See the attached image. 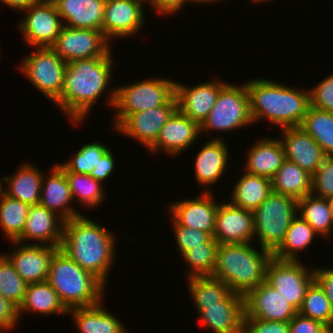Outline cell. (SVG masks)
<instances>
[{
  "instance_id": "6da1fadb",
  "label": "cell",
  "mask_w": 333,
  "mask_h": 333,
  "mask_svg": "<svg viewBox=\"0 0 333 333\" xmlns=\"http://www.w3.org/2000/svg\"><path fill=\"white\" fill-rule=\"evenodd\" d=\"M113 57L111 51L105 57L79 59L67 63L61 96L53 104L74 126H79L87 120L102 95L108 96V103L105 104L113 108L116 86L109 89L115 72Z\"/></svg>"
},
{
  "instance_id": "7a4b0ae2",
  "label": "cell",
  "mask_w": 333,
  "mask_h": 333,
  "mask_svg": "<svg viewBox=\"0 0 333 333\" xmlns=\"http://www.w3.org/2000/svg\"><path fill=\"white\" fill-rule=\"evenodd\" d=\"M85 214L64 221L60 250L106 286L116 262L118 237Z\"/></svg>"
},
{
  "instance_id": "3957f363",
  "label": "cell",
  "mask_w": 333,
  "mask_h": 333,
  "mask_svg": "<svg viewBox=\"0 0 333 333\" xmlns=\"http://www.w3.org/2000/svg\"><path fill=\"white\" fill-rule=\"evenodd\" d=\"M245 82L253 123L265 120L280 129L301 125L310 107L309 89L265 77Z\"/></svg>"
},
{
  "instance_id": "277c9868",
  "label": "cell",
  "mask_w": 333,
  "mask_h": 333,
  "mask_svg": "<svg viewBox=\"0 0 333 333\" xmlns=\"http://www.w3.org/2000/svg\"><path fill=\"white\" fill-rule=\"evenodd\" d=\"M253 245V246H252ZM253 243L220 244L213 277L223 281L231 292L245 296L265 282L266 268L273 257L270 251Z\"/></svg>"
},
{
  "instance_id": "5b68a950",
  "label": "cell",
  "mask_w": 333,
  "mask_h": 333,
  "mask_svg": "<svg viewBox=\"0 0 333 333\" xmlns=\"http://www.w3.org/2000/svg\"><path fill=\"white\" fill-rule=\"evenodd\" d=\"M47 282L67 310L95 306L105 300L107 286L60 249L51 261Z\"/></svg>"
},
{
  "instance_id": "8992f818",
  "label": "cell",
  "mask_w": 333,
  "mask_h": 333,
  "mask_svg": "<svg viewBox=\"0 0 333 333\" xmlns=\"http://www.w3.org/2000/svg\"><path fill=\"white\" fill-rule=\"evenodd\" d=\"M115 87L113 124L116 128L128 115L159 107L177 104L175 97L176 80L167 77H149L144 80Z\"/></svg>"
},
{
  "instance_id": "52a82bcc",
  "label": "cell",
  "mask_w": 333,
  "mask_h": 333,
  "mask_svg": "<svg viewBox=\"0 0 333 333\" xmlns=\"http://www.w3.org/2000/svg\"><path fill=\"white\" fill-rule=\"evenodd\" d=\"M297 210L296 198L272 192L253 211L254 241L259 244L257 246L273 254L282 244Z\"/></svg>"
},
{
  "instance_id": "ba28073f",
  "label": "cell",
  "mask_w": 333,
  "mask_h": 333,
  "mask_svg": "<svg viewBox=\"0 0 333 333\" xmlns=\"http://www.w3.org/2000/svg\"><path fill=\"white\" fill-rule=\"evenodd\" d=\"M239 85L229 82L220 90L209 115L200 124L202 135L237 131L254 124L246 82Z\"/></svg>"
},
{
  "instance_id": "9c48e42d",
  "label": "cell",
  "mask_w": 333,
  "mask_h": 333,
  "mask_svg": "<svg viewBox=\"0 0 333 333\" xmlns=\"http://www.w3.org/2000/svg\"><path fill=\"white\" fill-rule=\"evenodd\" d=\"M18 64V70L40 93L55 102L62 93L67 63L51 47H33Z\"/></svg>"
},
{
  "instance_id": "30bf717a",
  "label": "cell",
  "mask_w": 333,
  "mask_h": 333,
  "mask_svg": "<svg viewBox=\"0 0 333 333\" xmlns=\"http://www.w3.org/2000/svg\"><path fill=\"white\" fill-rule=\"evenodd\" d=\"M315 280L314 269L302 260H281L272 257L266 268L265 282L277 290L297 310L306 291Z\"/></svg>"
},
{
  "instance_id": "8fae6325",
  "label": "cell",
  "mask_w": 333,
  "mask_h": 333,
  "mask_svg": "<svg viewBox=\"0 0 333 333\" xmlns=\"http://www.w3.org/2000/svg\"><path fill=\"white\" fill-rule=\"evenodd\" d=\"M23 11L25 16L16 26L26 45L51 47L64 26L55 4L38 0Z\"/></svg>"
},
{
  "instance_id": "7c38bea8",
  "label": "cell",
  "mask_w": 333,
  "mask_h": 333,
  "mask_svg": "<svg viewBox=\"0 0 333 333\" xmlns=\"http://www.w3.org/2000/svg\"><path fill=\"white\" fill-rule=\"evenodd\" d=\"M112 47L103 31L66 26H63L51 46L66 63L79 59L105 57L111 52Z\"/></svg>"
},
{
  "instance_id": "4fadbf2b",
  "label": "cell",
  "mask_w": 333,
  "mask_h": 333,
  "mask_svg": "<svg viewBox=\"0 0 333 333\" xmlns=\"http://www.w3.org/2000/svg\"><path fill=\"white\" fill-rule=\"evenodd\" d=\"M143 4L145 0H106L102 31L111 44L115 38L126 39L142 32L146 22Z\"/></svg>"
},
{
  "instance_id": "5bb4252c",
  "label": "cell",
  "mask_w": 333,
  "mask_h": 333,
  "mask_svg": "<svg viewBox=\"0 0 333 333\" xmlns=\"http://www.w3.org/2000/svg\"><path fill=\"white\" fill-rule=\"evenodd\" d=\"M210 137L202 144L201 149L194 156V174L197 184L202 192H212L211 187L219 183L224 174L230 169V152L229 145L222 135ZM223 137V138H222ZM212 185V186H211Z\"/></svg>"
},
{
  "instance_id": "9a60e30c",
  "label": "cell",
  "mask_w": 333,
  "mask_h": 333,
  "mask_svg": "<svg viewBox=\"0 0 333 333\" xmlns=\"http://www.w3.org/2000/svg\"><path fill=\"white\" fill-rule=\"evenodd\" d=\"M200 193L197 197L171 202L167 210L180 226L202 230L213 237L215 216L221 201L215 199L213 191Z\"/></svg>"
},
{
  "instance_id": "2e32d148",
  "label": "cell",
  "mask_w": 333,
  "mask_h": 333,
  "mask_svg": "<svg viewBox=\"0 0 333 333\" xmlns=\"http://www.w3.org/2000/svg\"><path fill=\"white\" fill-rule=\"evenodd\" d=\"M200 137V124L177 109L160 130L155 143L148 150L151 155L164 152L163 154H168L170 157L179 156L198 143L197 139Z\"/></svg>"
},
{
  "instance_id": "e0dca14e",
  "label": "cell",
  "mask_w": 333,
  "mask_h": 333,
  "mask_svg": "<svg viewBox=\"0 0 333 333\" xmlns=\"http://www.w3.org/2000/svg\"><path fill=\"white\" fill-rule=\"evenodd\" d=\"M193 306L205 330L212 333H243L244 296L230 292L217 304Z\"/></svg>"
},
{
  "instance_id": "ac0fdd59",
  "label": "cell",
  "mask_w": 333,
  "mask_h": 333,
  "mask_svg": "<svg viewBox=\"0 0 333 333\" xmlns=\"http://www.w3.org/2000/svg\"><path fill=\"white\" fill-rule=\"evenodd\" d=\"M12 243L13 250L3 254L27 284L47 281L51 261L60 247L47 245Z\"/></svg>"
},
{
  "instance_id": "d6986e66",
  "label": "cell",
  "mask_w": 333,
  "mask_h": 333,
  "mask_svg": "<svg viewBox=\"0 0 333 333\" xmlns=\"http://www.w3.org/2000/svg\"><path fill=\"white\" fill-rule=\"evenodd\" d=\"M177 110V104L159 107L128 115L115 129L122 136L132 138L149 149L156 141L160 130Z\"/></svg>"
},
{
  "instance_id": "ffe728a7",
  "label": "cell",
  "mask_w": 333,
  "mask_h": 333,
  "mask_svg": "<svg viewBox=\"0 0 333 333\" xmlns=\"http://www.w3.org/2000/svg\"><path fill=\"white\" fill-rule=\"evenodd\" d=\"M177 82L175 97L177 109L191 120L201 124L213 108L220 90L228 83L221 79H210L194 86Z\"/></svg>"
},
{
  "instance_id": "44dd1931",
  "label": "cell",
  "mask_w": 333,
  "mask_h": 333,
  "mask_svg": "<svg viewBox=\"0 0 333 333\" xmlns=\"http://www.w3.org/2000/svg\"><path fill=\"white\" fill-rule=\"evenodd\" d=\"M213 238L220 244L253 243V211L237 207L228 200L221 201L215 216Z\"/></svg>"
},
{
  "instance_id": "7402d4cb",
  "label": "cell",
  "mask_w": 333,
  "mask_h": 333,
  "mask_svg": "<svg viewBox=\"0 0 333 333\" xmlns=\"http://www.w3.org/2000/svg\"><path fill=\"white\" fill-rule=\"evenodd\" d=\"M244 318L290 321L298 310L276 289L263 282L244 296Z\"/></svg>"
},
{
  "instance_id": "603a6c76",
  "label": "cell",
  "mask_w": 333,
  "mask_h": 333,
  "mask_svg": "<svg viewBox=\"0 0 333 333\" xmlns=\"http://www.w3.org/2000/svg\"><path fill=\"white\" fill-rule=\"evenodd\" d=\"M63 227L64 220L56 213L40 204L33 205L30 206L23 232L16 241L22 244L25 242L37 245L38 242V245L60 247Z\"/></svg>"
},
{
  "instance_id": "cb8c5ba5",
  "label": "cell",
  "mask_w": 333,
  "mask_h": 333,
  "mask_svg": "<svg viewBox=\"0 0 333 333\" xmlns=\"http://www.w3.org/2000/svg\"><path fill=\"white\" fill-rule=\"evenodd\" d=\"M43 174L40 202L41 206L56 213L64 221L83 215L76 209L64 171L56 164ZM74 205V206H73Z\"/></svg>"
},
{
  "instance_id": "d4e9b609",
  "label": "cell",
  "mask_w": 333,
  "mask_h": 333,
  "mask_svg": "<svg viewBox=\"0 0 333 333\" xmlns=\"http://www.w3.org/2000/svg\"><path fill=\"white\" fill-rule=\"evenodd\" d=\"M280 130L285 158L313 175L326 157L320 145L299 126Z\"/></svg>"
},
{
  "instance_id": "484cf974",
  "label": "cell",
  "mask_w": 333,
  "mask_h": 333,
  "mask_svg": "<svg viewBox=\"0 0 333 333\" xmlns=\"http://www.w3.org/2000/svg\"><path fill=\"white\" fill-rule=\"evenodd\" d=\"M253 144L246 151V163L242 169L247 173L272 180L286 159L280 139L261 137Z\"/></svg>"
},
{
  "instance_id": "4316f807",
  "label": "cell",
  "mask_w": 333,
  "mask_h": 333,
  "mask_svg": "<svg viewBox=\"0 0 333 333\" xmlns=\"http://www.w3.org/2000/svg\"><path fill=\"white\" fill-rule=\"evenodd\" d=\"M106 0H55L64 26L102 31Z\"/></svg>"
},
{
  "instance_id": "83f0119b",
  "label": "cell",
  "mask_w": 333,
  "mask_h": 333,
  "mask_svg": "<svg viewBox=\"0 0 333 333\" xmlns=\"http://www.w3.org/2000/svg\"><path fill=\"white\" fill-rule=\"evenodd\" d=\"M17 168L12 175L3 177V193L29 206L39 204L44 172L28 161Z\"/></svg>"
},
{
  "instance_id": "f1b7e54d",
  "label": "cell",
  "mask_w": 333,
  "mask_h": 333,
  "mask_svg": "<svg viewBox=\"0 0 333 333\" xmlns=\"http://www.w3.org/2000/svg\"><path fill=\"white\" fill-rule=\"evenodd\" d=\"M105 301L82 308L69 309L67 315L72 316L74 327L79 333H129L117 315L109 312Z\"/></svg>"
},
{
  "instance_id": "f546056e",
  "label": "cell",
  "mask_w": 333,
  "mask_h": 333,
  "mask_svg": "<svg viewBox=\"0 0 333 333\" xmlns=\"http://www.w3.org/2000/svg\"><path fill=\"white\" fill-rule=\"evenodd\" d=\"M31 314L41 316L67 315L68 310L61 303L58 294L47 282H37L28 284L22 303L17 308L19 321L22 314Z\"/></svg>"
},
{
  "instance_id": "4dcf8cb0",
  "label": "cell",
  "mask_w": 333,
  "mask_h": 333,
  "mask_svg": "<svg viewBox=\"0 0 333 333\" xmlns=\"http://www.w3.org/2000/svg\"><path fill=\"white\" fill-rule=\"evenodd\" d=\"M243 174V175H242ZM231 190V204L254 211L272 193V180L243 171Z\"/></svg>"
},
{
  "instance_id": "1f68e13d",
  "label": "cell",
  "mask_w": 333,
  "mask_h": 333,
  "mask_svg": "<svg viewBox=\"0 0 333 333\" xmlns=\"http://www.w3.org/2000/svg\"><path fill=\"white\" fill-rule=\"evenodd\" d=\"M311 191L312 175L285 159L272 178V192L292 196L298 200L311 194Z\"/></svg>"
},
{
  "instance_id": "d6a6232c",
  "label": "cell",
  "mask_w": 333,
  "mask_h": 333,
  "mask_svg": "<svg viewBox=\"0 0 333 333\" xmlns=\"http://www.w3.org/2000/svg\"><path fill=\"white\" fill-rule=\"evenodd\" d=\"M318 236L319 234L297 214L291 221L282 244L273 253V257L281 260H301L300 252L302 254L310 248L312 241Z\"/></svg>"
},
{
  "instance_id": "836d02e7",
  "label": "cell",
  "mask_w": 333,
  "mask_h": 333,
  "mask_svg": "<svg viewBox=\"0 0 333 333\" xmlns=\"http://www.w3.org/2000/svg\"><path fill=\"white\" fill-rule=\"evenodd\" d=\"M297 214L319 234V237L326 240L331 239L333 235V218L327 198L311 193L298 199Z\"/></svg>"
},
{
  "instance_id": "e575fe53",
  "label": "cell",
  "mask_w": 333,
  "mask_h": 333,
  "mask_svg": "<svg viewBox=\"0 0 333 333\" xmlns=\"http://www.w3.org/2000/svg\"><path fill=\"white\" fill-rule=\"evenodd\" d=\"M69 184L73 201H79V205L84 209H94L106 199V190L101 182L97 181L90 175L77 174L69 170H63Z\"/></svg>"
},
{
  "instance_id": "d590c367",
  "label": "cell",
  "mask_w": 333,
  "mask_h": 333,
  "mask_svg": "<svg viewBox=\"0 0 333 333\" xmlns=\"http://www.w3.org/2000/svg\"><path fill=\"white\" fill-rule=\"evenodd\" d=\"M316 143L320 145L326 157H333V113L309 107L301 125Z\"/></svg>"
},
{
  "instance_id": "8d00e7d4",
  "label": "cell",
  "mask_w": 333,
  "mask_h": 333,
  "mask_svg": "<svg viewBox=\"0 0 333 333\" xmlns=\"http://www.w3.org/2000/svg\"><path fill=\"white\" fill-rule=\"evenodd\" d=\"M219 243L212 237L201 246L186 251L181 258L187 264L185 278L213 276Z\"/></svg>"
},
{
  "instance_id": "74e56055",
  "label": "cell",
  "mask_w": 333,
  "mask_h": 333,
  "mask_svg": "<svg viewBox=\"0 0 333 333\" xmlns=\"http://www.w3.org/2000/svg\"><path fill=\"white\" fill-rule=\"evenodd\" d=\"M30 206L4 193L0 197V229L9 242L16 241L23 232Z\"/></svg>"
},
{
  "instance_id": "f35d334b",
  "label": "cell",
  "mask_w": 333,
  "mask_h": 333,
  "mask_svg": "<svg viewBox=\"0 0 333 333\" xmlns=\"http://www.w3.org/2000/svg\"><path fill=\"white\" fill-rule=\"evenodd\" d=\"M186 281L193 305L217 304L231 292L223 281L213 276L192 277Z\"/></svg>"
},
{
  "instance_id": "ab89813d",
  "label": "cell",
  "mask_w": 333,
  "mask_h": 333,
  "mask_svg": "<svg viewBox=\"0 0 333 333\" xmlns=\"http://www.w3.org/2000/svg\"><path fill=\"white\" fill-rule=\"evenodd\" d=\"M303 316L317 320L333 327V309L323 288L314 280L306 291L301 308L298 310Z\"/></svg>"
},
{
  "instance_id": "60d3db41",
  "label": "cell",
  "mask_w": 333,
  "mask_h": 333,
  "mask_svg": "<svg viewBox=\"0 0 333 333\" xmlns=\"http://www.w3.org/2000/svg\"><path fill=\"white\" fill-rule=\"evenodd\" d=\"M108 149V145L106 146L104 143H100V141L93 140L92 142H87L81 145V147L76 150L77 152L74 153L75 157L71 156V159L69 158L68 161L66 160L63 163L56 164L62 170H69L70 172L77 174L90 175Z\"/></svg>"
},
{
  "instance_id": "b9f144b4",
  "label": "cell",
  "mask_w": 333,
  "mask_h": 333,
  "mask_svg": "<svg viewBox=\"0 0 333 333\" xmlns=\"http://www.w3.org/2000/svg\"><path fill=\"white\" fill-rule=\"evenodd\" d=\"M27 283L16 272L9 259L0 254V293L17 308L26 293Z\"/></svg>"
},
{
  "instance_id": "7bdbcfd3",
  "label": "cell",
  "mask_w": 333,
  "mask_h": 333,
  "mask_svg": "<svg viewBox=\"0 0 333 333\" xmlns=\"http://www.w3.org/2000/svg\"><path fill=\"white\" fill-rule=\"evenodd\" d=\"M170 224L173 227V235L176 241V247L180 256L193 247L201 246L203 243L208 242L212 236L202 230L193 229L189 227L180 226L170 216Z\"/></svg>"
},
{
  "instance_id": "ee69618b",
  "label": "cell",
  "mask_w": 333,
  "mask_h": 333,
  "mask_svg": "<svg viewBox=\"0 0 333 333\" xmlns=\"http://www.w3.org/2000/svg\"><path fill=\"white\" fill-rule=\"evenodd\" d=\"M311 193L323 198L333 196V157H325L312 175Z\"/></svg>"
},
{
  "instance_id": "f6af8a7d",
  "label": "cell",
  "mask_w": 333,
  "mask_h": 333,
  "mask_svg": "<svg viewBox=\"0 0 333 333\" xmlns=\"http://www.w3.org/2000/svg\"><path fill=\"white\" fill-rule=\"evenodd\" d=\"M310 106L333 113V73L309 87Z\"/></svg>"
},
{
  "instance_id": "bcb514c9",
  "label": "cell",
  "mask_w": 333,
  "mask_h": 333,
  "mask_svg": "<svg viewBox=\"0 0 333 333\" xmlns=\"http://www.w3.org/2000/svg\"><path fill=\"white\" fill-rule=\"evenodd\" d=\"M243 333H289V321L244 318Z\"/></svg>"
},
{
  "instance_id": "7dc6e473",
  "label": "cell",
  "mask_w": 333,
  "mask_h": 333,
  "mask_svg": "<svg viewBox=\"0 0 333 333\" xmlns=\"http://www.w3.org/2000/svg\"><path fill=\"white\" fill-rule=\"evenodd\" d=\"M329 327L299 312L289 321V333H327Z\"/></svg>"
},
{
  "instance_id": "c3c4849f",
  "label": "cell",
  "mask_w": 333,
  "mask_h": 333,
  "mask_svg": "<svg viewBox=\"0 0 333 333\" xmlns=\"http://www.w3.org/2000/svg\"><path fill=\"white\" fill-rule=\"evenodd\" d=\"M18 324L17 307L0 293V333L13 331Z\"/></svg>"
},
{
  "instance_id": "681fc988",
  "label": "cell",
  "mask_w": 333,
  "mask_h": 333,
  "mask_svg": "<svg viewBox=\"0 0 333 333\" xmlns=\"http://www.w3.org/2000/svg\"><path fill=\"white\" fill-rule=\"evenodd\" d=\"M115 164V156L113 155L112 149L109 148L101 157V161H99L97 167L90 173V176L104 185V181L113 176L112 174L116 169Z\"/></svg>"
},
{
  "instance_id": "f907efd6",
  "label": "cell",
  "mask_w": 333,
  "mask_h": 333,
  "mask_svg": "<svg viewBox=\"0 0 333 333\" xmlns=\"http://www.w3.org/2000/svg\"><path fill=\"white\" fill-rule=\"evenodd\" d=\"M145 3L149 4L151 10L157 12L158 15L169 17L180 13L179 11L187 5L186 0H145Z\"/></svg>"
},
{
  "instance_id": "816d5d0a",
  "label": "cell",
  "mask_w": 333,
  "mask_h": 333,
  "mask_svg": "<svg viewBox=\"0 0 333 333\" xmlns=\"http://www.w3.org/2000/svg\"><path fill=\"white\" fill-rule=\"evenodd\" d=\"M314 268L315 280L323 288L327 298L333 309V269L329 267H317Z\"/></svg>"
},
{
  "instance_id": "f5cc1de1",
  "label": "cell",
  "mask_w": 333,
  "mask_h": 333,
  "mask_svg": "<svg viewBox=\"0 0 333 333\" xmlns=\"http://www.w3.org/2000/svg\"><path fill=\"white\" fill-rule=\"evenodd\" d=\"M37 1L38 0H0V3H4L5 6L10 7L19 15L23 10L27 9L30 5L35 4Z\"/></svg>"
},
{
  "instance_id": "db71d44e",
  "label": "cell",
  "mask_w": 333,
  "mask_h": 333,
  "mask_svg": "<svg viewBox=\"0 0 333 333\" xmlns=\"http://www.w3.org/2000/svg\"><path fill=\"white\" fill-rule=\"evenodd\" d=\"M187 1V4L189 5L190 3L194 5L197 4V5H204L206 4L208 6V4H217V3H221L222 0H186ZM225 1V0H224ZM217 2V3H216Z\"/></svg>"
},
{
  "instance_id": "11a10c76",
  "label": "cell",
  "mask_w": 333,
  "mask_h": 333,
  "mask_svg": "<svg viewBox=\"0 0 333 333\" xmlns=\"http://www.w3.org/2000/svg\"><path fill=\"white\" fill-rule=\"evenodd\" d=\"M327 199H328V204H329V207H330L331 216L333 218V196H331Z\"/></svg>"
},
{
  "instance_id": "9f6ffc18",
  "label": "cell",
  "mask_w": 333,
  "mask_h": 333,
  "mask_svg": "<svg viewBox=\"0 0 333 333\" xmlns=\"http://www.w3.org/2000/svg\"><path fill=\"white\" fill-rule=\"evenodd\" d=\"M270 1H272L273 2V0H250V2H252V3H254V4H264V3H266V2H270Z\"/></svg>"
},
{
  "instance_id": "6f0895ef",
  "label": "cell",
  "mask_w": 333,
  "mask_h": 333,
  "mask_svg": "<svg viewBox=\"0 0 333 333\" xmlns=\"http://www.w3.org/2000/svg\"><path fill=\"white\" fill-rule=\"evenodd\" d=\"M3 178H1V181H0V197H1V195H2V193H3Z\"/></svg>"
},
{
  "instance_id": "680465c9",
  "label": "cell",
  "mask_w": 333,
  "mask_h": 333,
  "mask_svg": "<svg viewBox=\"0 0 333 333\" xmlns=\"http://www.w3.org/2000/svg\"><path fill=\"white\" fill-rule=\"evenodd\" d=\"M327 333H333V327L329 328Z\"/></svg>"
},
{
  "instance_id": "91938a15",
  "label": "cell",
  "mask_w": 333,
  "mask_h": 333,
  "mask_svg": "<svg viewBox=\"0 0 333 333\" xmlns=\"http://www.w3.org/2000/svg\"><path fill=\"white\" fill-rule=\"evenodd\" d=\"M42 1H46V2H54L55 0H42Z\"/></svg>"
}]
</instances>
